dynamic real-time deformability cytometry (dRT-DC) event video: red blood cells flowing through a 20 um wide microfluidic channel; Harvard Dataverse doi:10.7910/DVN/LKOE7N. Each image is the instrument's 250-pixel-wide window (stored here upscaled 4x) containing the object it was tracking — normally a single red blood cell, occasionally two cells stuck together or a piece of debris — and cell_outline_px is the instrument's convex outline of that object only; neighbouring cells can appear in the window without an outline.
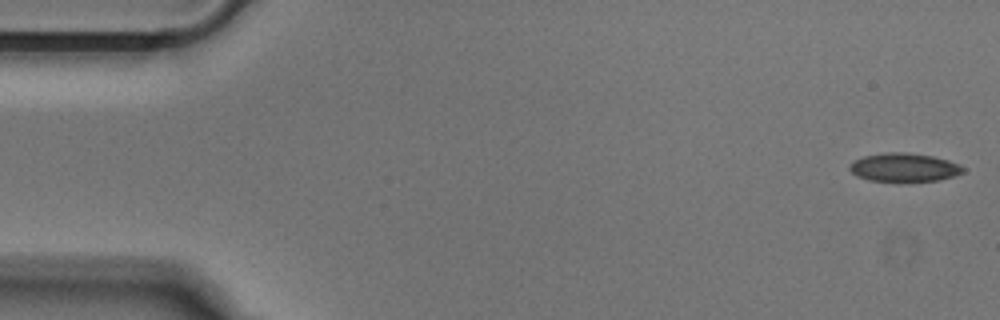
{"species": "Egyptian fruit bat (a non-hibernating species)", "species_latin": "Rousettus aegyptiacus", "temperature_condition": "cold", "stored_images_in_passage": 51, "camera_frame_rate_fps": 3000, "um_per_image_px": 0.085, "animal": {"sex": "male"}, "frame": {"image": 1, "passage_image": 1, "time_ms": 0.0, "image_size_px": [1000, 320], "cell_outline_px": [[964, 172], [956, 176], [940, 180], [868, 180], [856, 176], [848, 168], [848, 164], [864, 156], [884, 152], [908, 152], [932, 156], [948, 160], [960, 164], [964, 168]], "centroid_in_image_um": [76.86, 14.21], "position_along_channel_um": 8.1, "area_um2": 18.73}}
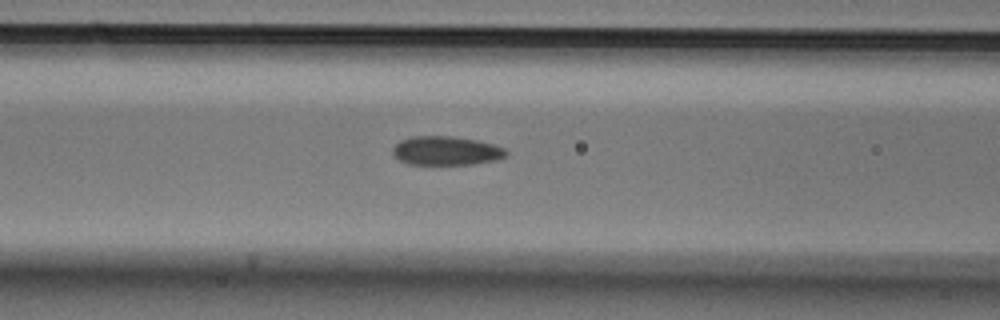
{"frame": {"image": 2, "passage_image": 20, "time_ms": 6.333, "image_size_px": [1000, 320], "cell_outline_px": [[508, 156], [496, 160], [476, 164], [408, 164], [400, 160], [392, 152], [392, 148], [400, 140], [412, 136], [452, 136], [476, 140], [492, 144], [504, 148], [508, 152]], "centroid_in_image_um": [37.94, 12.81], "position_along_channel_um": 128.7, "area_um2": 19.13}}
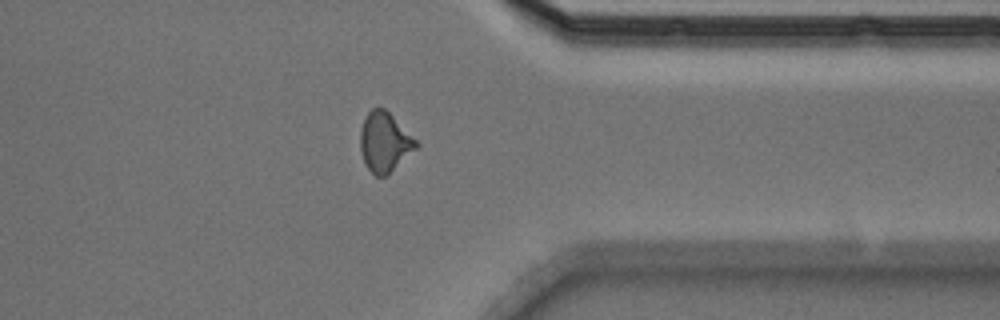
{"frame": {"image": 3, "passage_image": 40, "time_ms": 13.0, "image_size_px": [1000, 320], "cell_outline_px": [[420, 144], [388, 176], [376, 176], [368, 168], [360, 152], [360, 132], [364, 120], [368, 112], [372, 108], [384, 108]], "centroid_in_image_um": [32.68, 12.1], "position_along_channel_um": 378.7, "area_um2": 19.13}}